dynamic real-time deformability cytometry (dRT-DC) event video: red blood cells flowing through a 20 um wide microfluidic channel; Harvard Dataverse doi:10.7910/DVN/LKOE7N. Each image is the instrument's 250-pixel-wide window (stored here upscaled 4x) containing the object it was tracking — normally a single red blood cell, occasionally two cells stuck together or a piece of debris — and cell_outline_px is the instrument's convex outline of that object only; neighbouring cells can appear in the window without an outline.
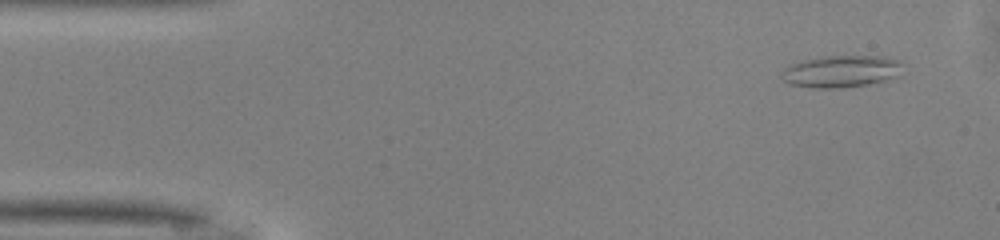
{"species": "common noctule bat (a hibernating species)", "species_latin": "Nyctalus noctula", "temperature_condition": "warm", "stored_images_in_passage": 39, "camera_frame_rate_fps": 3000, "um_per_image_px": 0.085, "animal": {"sex": "male", "body_mass_g": 13.0, "forearm_length_mm": 53.1}, "frame": {"image": 1, "passage_image": 3, "time_ms": 0.667, "image_size_px": [1000, 240], "cell_outline_px": [[900, 64], [896, 76], [884, 80], [868, 84], [840, 88], [812, 88], [788, 84], [780, 76], [784, 68], [800, 60], [824, 56], [884, 56], [896, 60]], "centroid_in_image_um": [71.4, 6.07], "position_along_channel_um": 13.6, "area_um2": 22.37}}
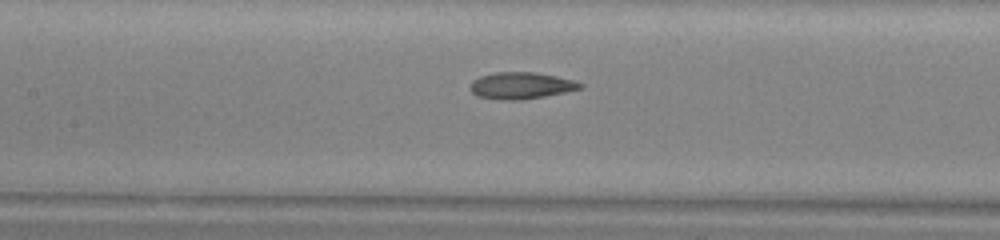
{"frame": {"image": 2, "passage_image": 21, "time_ms": 6.667, "image_size_px": [1000, 240], "cell_outline_px": [[584, 88], [544, 96], [520, 100], [504, 100], [476, 96], [468, 88], [468, 84], [472, 80], [480, 76], [496, 72], [536, 72], [556, 76], [572, 80], [584, 84]], "centroid_in_image_um": [44.25, 7.27], "position_along_channel_um": 163.2, "area_um2": 17.22}}
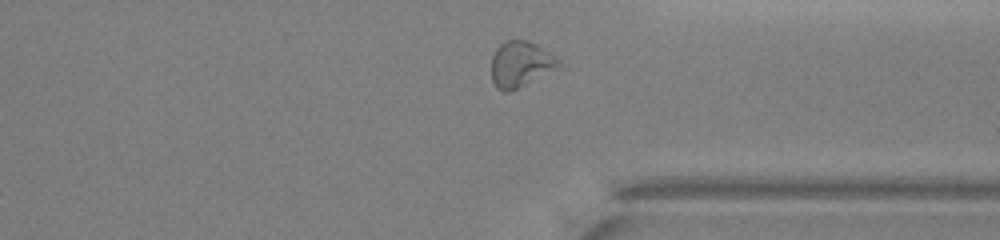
{"frame": {"image": 3, "passage_image": 36, "time_ms": 11.667, "image_size_px": [1000, 240], "cell_outline_px": [[568, 68], [508, 92], [504, 92], [496, 88], [492, 80], [492, 56], [496, 48], [500, 44], [508, 40], [524, 40], [536, 44], [568, 64]], "centroid_in_image_um": [44.4, 5.49], "position_along_channel_um": 367.0, "area_um2": 18.96}, "authors_computed_cell_mechanics": {"area_um2": 17.8024, "velocity_mm_per_s": 4.126, "shape_relaxation_time_tau1_ms": null, "shape_relaxation_time_tau2_ms": 2.4577, "deformation_change_tau1": null, "deformation_change_tau2": 0.1047}}